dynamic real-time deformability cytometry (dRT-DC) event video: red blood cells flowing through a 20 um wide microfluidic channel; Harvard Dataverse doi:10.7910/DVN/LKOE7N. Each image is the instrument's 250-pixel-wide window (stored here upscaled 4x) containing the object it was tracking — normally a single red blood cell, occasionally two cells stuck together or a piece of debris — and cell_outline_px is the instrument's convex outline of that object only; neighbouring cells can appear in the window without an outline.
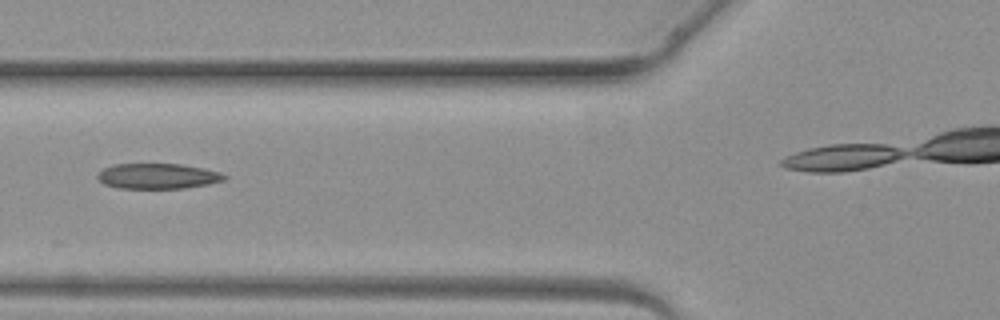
{"species": "common noctule bat (a hibernating species)", "species_latin": "Nyctalus noctula", "temperature_condition": "warm", "stored_images_in_passage": 7, "camera_frame_rate_fps": 3000, "um_per_image_px": 0.085, "animal": {"sex": "female", "body_mass_g": 19.3, "forearm_length_mm": 54.1}, "frame": {"image": 1, "passage_image": 5, "time_ms": 4.667, "image_size_px": [1000, 320], "cell_outline_px": [[228, 176], [224, 180], [208, 184], [184, 188], [116, 188], [104, 184], [96, 176], [104, 168], [112, 164], [180, 164], [204, 168], [220, 172]], "centroid_in_image_um": [13.41, 14.97], "position_along_channel_um": 112.4, "area_um2": 18.73}}
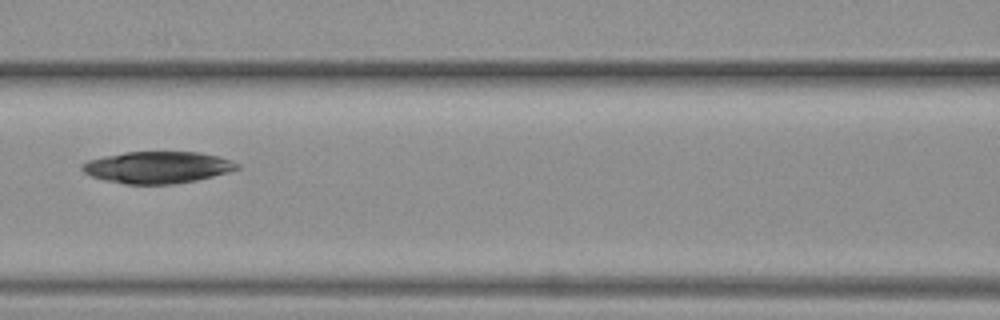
{"frame": {"image": 2, "passage_image": 7, "time_ms": 7.333, "image_size_px": [1000, 320], "cell_outline_px": [[240, 168], [228, 172], [196, 180], [172, 184], [124, 184], [104, 180], [92, 176], [84, 172], [80, 168], [80, 164], [88, 160], [104, 156], [124, 152], [200, 152], [232, 160], [240, 164]], "centroid_in_image_um": [13.37, 14.22], "position_along_channel_um": 153.2, "area_um2": 28.73}}